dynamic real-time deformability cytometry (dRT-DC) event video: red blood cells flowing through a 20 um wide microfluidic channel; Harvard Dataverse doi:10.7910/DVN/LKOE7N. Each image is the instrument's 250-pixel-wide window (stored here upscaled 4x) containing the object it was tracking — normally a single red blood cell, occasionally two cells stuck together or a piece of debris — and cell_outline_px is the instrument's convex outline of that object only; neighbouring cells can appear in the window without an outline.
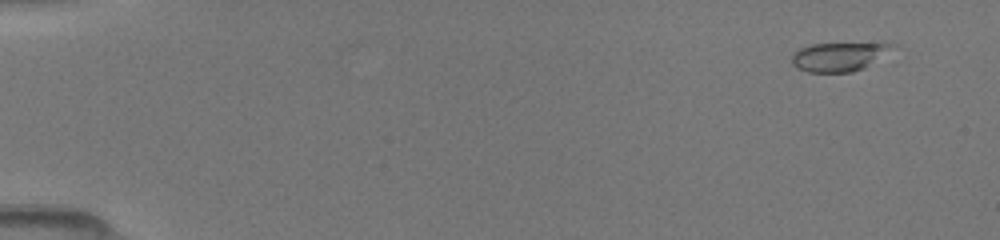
{"species": "common noctule bat (a hibernating species)", "species_latin": "Nyctalus noctula", "temperature_condition": "room temperature", "stored_images_in_passage": 15, "camera_frame_rate_fps": 3000, "um_per_image_px": 0.085, "animal": {"sex": "female", "body_mass_g": 19.5, "forearm_length_mm": 54.1}, "frame": {"image": 1, "passage_image": 3, "time_ms": 1.0, "image_size_px": [1000, 240], "cell_outline_px": [[896, 44], [864, 68], [852, 72], [808, 72], [796, 68], [792, 64], [792, 52], [800, 48], [812, 44], [880, 40]], "centroid_in_image_um": [71.31, 4.76], "position_along_channel_um": 13.7, "area_um2": 17.51}}
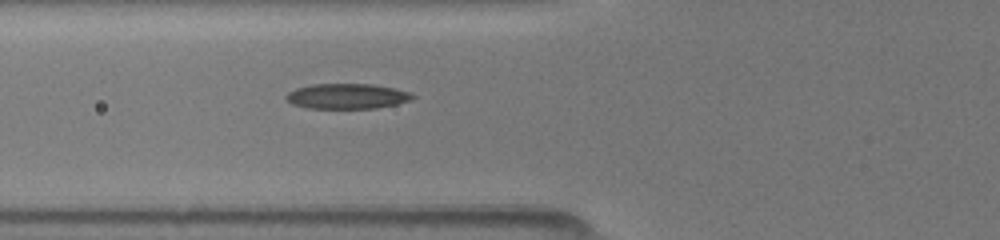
{"frame": {"image": 2, "passage_image": 13, "time_ms": 6.333, "image_size_px": [1000, 240], "cell_outline_px": [[416, 96], [412, 100], [396, 104], [376, 108], [308, 108], [292, 104], [284, 96], [288, 92], [296, 88], [312, 84], [372, 84], [412, 92]], "centroid_in_image_um": [29.51, 8.17], "position_along_channel_um": 96.3, "area_um2": 18.61}}
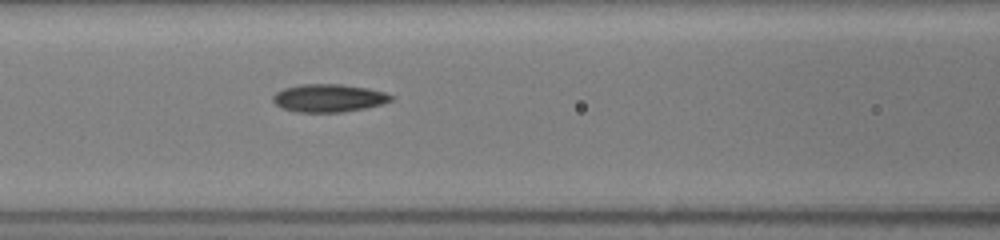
{"frame": {"image": 3, "passage_image": 15, "time_ms": 7.333, "image_size_px": [1000, 240], "cell_outline_px": [[396, 96], [392, 100], [384, 104], [368, 108], [340, 112], [296, 112], [280, 108], [272, 100], [272, 96], [276, 92], [284, 88], [300, 84], [340, 84], [368, 88], [384, 92]], "centroid_in_image_um": [27.96, 8.34], "position_along_channel_um": 138.6, "area_um2": 19.48}}